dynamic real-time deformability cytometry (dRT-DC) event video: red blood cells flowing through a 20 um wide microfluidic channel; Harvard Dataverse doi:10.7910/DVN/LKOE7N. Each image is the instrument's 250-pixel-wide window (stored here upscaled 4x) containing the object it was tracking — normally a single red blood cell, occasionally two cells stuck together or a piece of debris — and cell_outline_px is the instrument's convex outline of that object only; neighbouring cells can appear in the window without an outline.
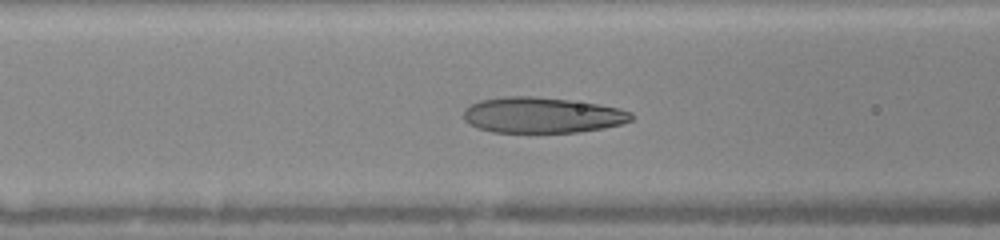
{"species": "human", "species_latin": "Homo sapiens", "temperature_condition": "warm", "stored_images_in_passage": 60, "camera_frame_rate_fps": 3000, "um_per_image_px": 0.085, "donor": {"sex": "female"}, "frame": {"image": 1, "passage_image": 25, "time_ms": 4.0, "image_size_px": [1000, 240], "cell_outline_px": [[632, 120], [620, 124], [604, 128], [580, 132], [492, 132], [476, 128], [468, 124], [464, 120], [464, 112], [472, 104], [480, 100], [504, 96], [532, 96], [568, 100], [596, 104], [620, 108], [632, 112]], "centroid_in_image_um": [46.07, 9.79], "position_along_channel_um": 120.5, "area_um2": 34.85}}
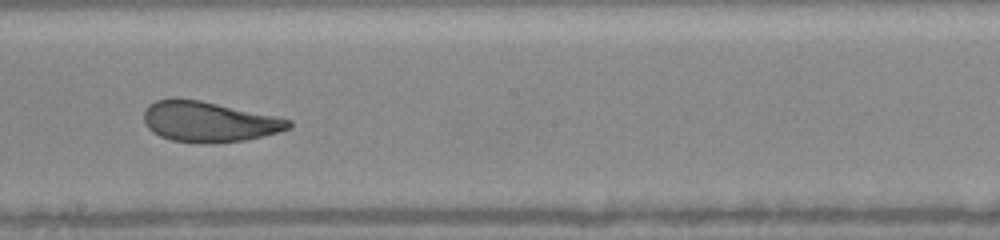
{"frame": {"image": 2, "passage_image": 38, "time_ms": 6.667, "image_size_px": [1000, 240], "cell_outline_px": [[292, 128], [244, 140], [216, 144], [200, 144], [172, 140], [160, 136], [152, 132], [148, 128], [144, 120], [144, 112], [148, 104], [156, 100], [200, 100], [276, 116], [292, 120]], "centroid_in_image_um": [17.76, 10.37], "position_along_channel_um": 230.4, "area_um2": 33.87}}
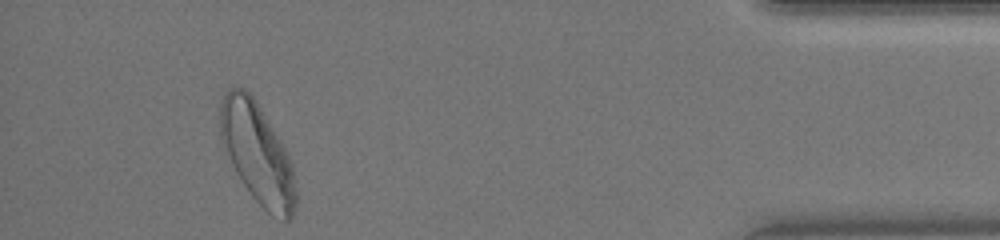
{"frame": {"image": 3, "passage_image": 57, "time_ms": 12.333, "image_size_px": [1000, 240], "cell_outline_px": [[296, 204], [292, 220], [284, 220], [268, 212], [252, 196], [236, 172], [224, 152], [220, 140], [220, 104], [228, 88], [244, 88], [256, 100], [280, 140], [292, 164], [296, 188]], "centroid_in_image_um": [21.86, 13.04], "position_along_channel_um": 413.3, "area_um2": 43.99}, "authors_computed_cell_mechanics": {"area_um2": 35.3158, "velocity_mm_per_s": 4.1262, "shape_relaxation_time_tau1_ms": 4.4767, "shape_relaxation_time_tau2_ms": 0.9083, "deformation_change_tau1": 0.17, "deformation_change_tau2": 0.0863}}